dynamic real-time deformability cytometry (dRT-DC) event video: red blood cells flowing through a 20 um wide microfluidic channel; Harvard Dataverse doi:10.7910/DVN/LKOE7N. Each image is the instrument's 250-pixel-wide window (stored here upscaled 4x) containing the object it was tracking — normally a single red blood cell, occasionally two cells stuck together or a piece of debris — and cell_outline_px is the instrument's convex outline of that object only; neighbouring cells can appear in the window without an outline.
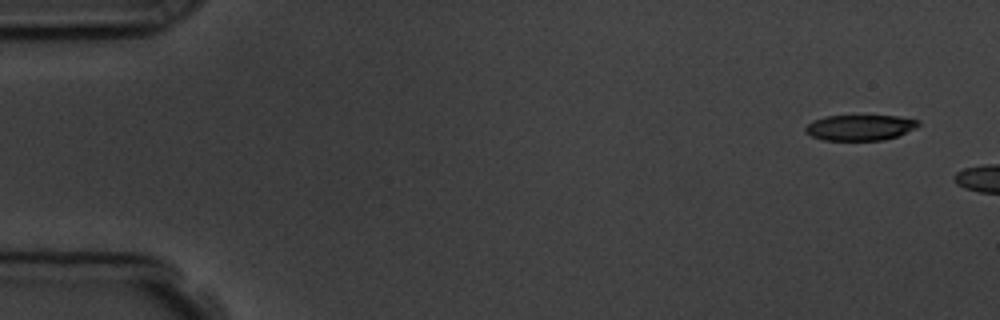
{"species": "common noctule bat (a hibernating species)", "species_latin": "Nyctalus noctula", "temperature_condition": "room temperature", "stored_images_in_passage": 2, "segment_of_instrument_passage": [2, 2], "camera_frame_rate_fps": 3000, "um_per_image_px": 0.085, "animal": {"sex": "male", "body_mass_g": 19.5, "forearm_length_mm": 54.6}, "frame": {"image": 1, "passage_image": 2, "time_ms": 1.333, "image_size_px": [1000, 320], "cell_outline_px": [[920, 124], [916, 128], [896, 136], [884, 140], [824, 140], [812, 136], [804, 132], [804, 128], [812, 120], [824, 116], [896, 116], [920, 120]], "centroid_in_image_um": [73.08, 10.84], "position_along_channel_um": 11.9, "area_um2": 16.88}}